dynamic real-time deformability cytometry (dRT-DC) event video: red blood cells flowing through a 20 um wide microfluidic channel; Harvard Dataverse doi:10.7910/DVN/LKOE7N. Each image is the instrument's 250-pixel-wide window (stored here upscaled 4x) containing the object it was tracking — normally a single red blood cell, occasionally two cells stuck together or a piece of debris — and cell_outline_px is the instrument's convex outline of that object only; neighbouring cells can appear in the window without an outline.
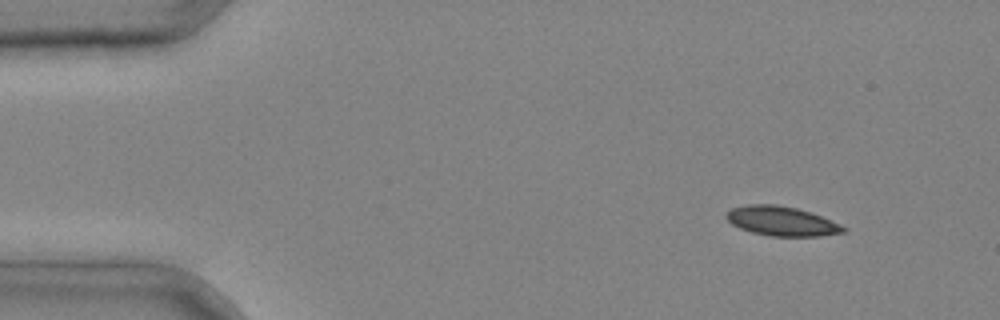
{"species": "common noctule bat (a hibernating species)", "species_latin": "Nyctalus noctula", "temperature_condition": "cold", "stored_images_in_passage": 4, "segment_of_instrument_passage": [2, 2], "camera_frame_rate_fps": 3000, "um_per_image_px": 0.085, "animal": {"sex": "male", "body_mass_g": 20.4}, "frame": {"image": 1, "passage_image": 4, "time_ms": 1.0, "image_size_px": [1000, 320], "cell_outline_px": [[848, 228], [844, 232], [820, 236], [772, 236], [752, 232], [740, 228], [732, 224], [724, 216], [732, 208], [748, 204], [776, 204], [796, 208], [812, 212], [840, 224]], "centroid_in_image_um": [66.45, 18.79], "position_along_channel_um": 18.5, "area_um2": 20.06}}